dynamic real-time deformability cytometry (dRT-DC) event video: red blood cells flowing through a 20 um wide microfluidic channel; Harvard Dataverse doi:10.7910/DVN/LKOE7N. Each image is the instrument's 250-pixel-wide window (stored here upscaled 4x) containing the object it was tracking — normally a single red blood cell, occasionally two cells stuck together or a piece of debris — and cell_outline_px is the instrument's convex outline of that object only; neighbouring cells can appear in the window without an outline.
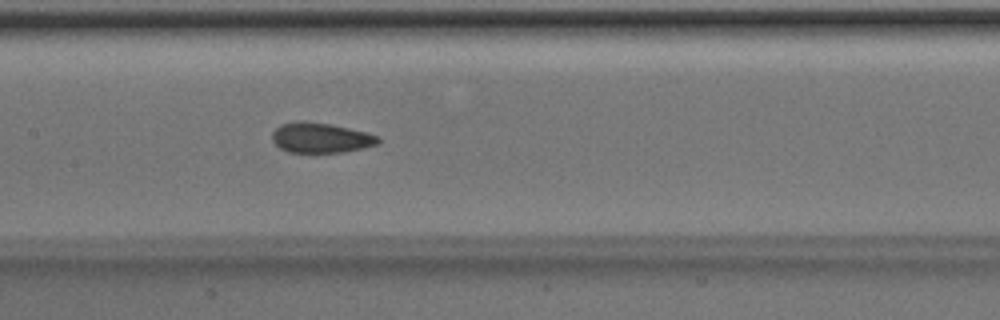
{"species": "Egyptian fruit bat (a non-hibernating species)", "species_latin": "Rousettus aegyptiacus", "temperature_condition": "room temperature", "stored_images_in_passage": 50, "camera_frame_rate_fps": 3000, "um_per_image_px": 0.085, "animal": {"sex": "male"}, "frame": {"image": 1, "passage_image": 24, "time_ms": 7.667, "image_size_px": [1000, 320], "cell_outline_px": [[380, 140], [376, 144], [364, 148], [344, 152], [288, 152], [280, 148], [272, 140], [272, 132], [280, 124], [300, 120], [304, 120], [332, 124], [364, 132], [376, 136]], "centroid_in_image_um": [27.21, 11.7], "position_along_channel_um": 180.2, "area_um2": 18.55}}
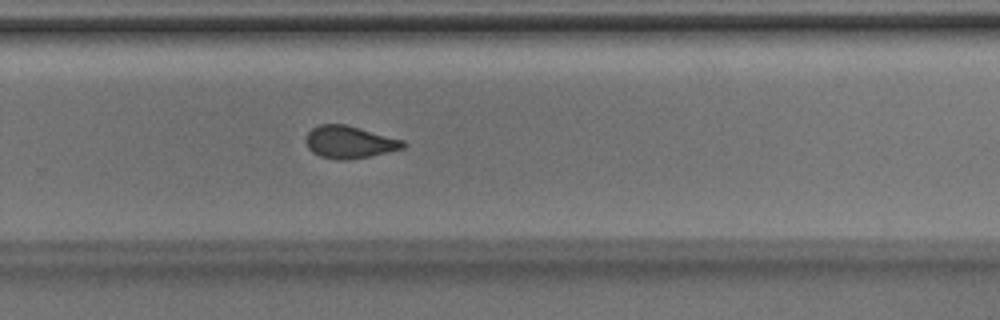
{"frame": {"image": 2, "passage_image": 33, "time_ms": 10.667, "image_size_px": [1000, 320], "cell_outline_px": [[408, 144], [404, 148], [388, 152], [368, 156], [344, 160], [336, 160], [320, 156], [312, 152], [308, 148], [304, 140], [304, 136], [312, 128], [320, 124], [344, 124], [404, 140]], "centroid_in_image_um": [29.67, 12.08], "position_along_channel_um": 300.1, "area_um2": 18.38}}
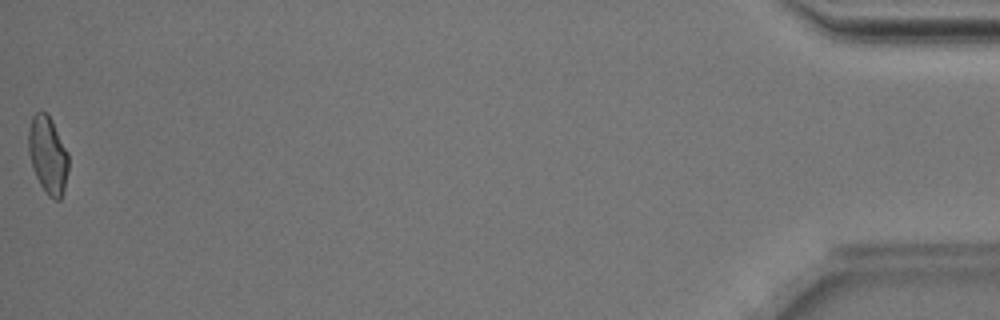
{"frame": {"image": 3, "passage_image": 50, "time_ms": 16.333, "image_size_px": [1000, 320], "cell_outline_px": [[68, 172], [64, 188], [60, 200], [56, 200], [48, 196], [40, 184], [32, 168], [28, 152], [28, 128], [32, 116], [36, 112], [44, 112], [52, 120], [68, 152]], "centroid_in_image_um": [4.06, 13.18], "position_along_channel_um": 431.1, "area_um2": 18.09}, "authors_computed_cell_mechanics": {"area_um2": 18.6405, "velocity_mm_per_s": 4.024, "shape_relaxation_time_tau1_ms": 5.5115, "shape_relaxation_time_tau2_ms": 2.2069, "deformation_change_tau1": 0.1287, "deformation_change_tau2": 0.0601}}